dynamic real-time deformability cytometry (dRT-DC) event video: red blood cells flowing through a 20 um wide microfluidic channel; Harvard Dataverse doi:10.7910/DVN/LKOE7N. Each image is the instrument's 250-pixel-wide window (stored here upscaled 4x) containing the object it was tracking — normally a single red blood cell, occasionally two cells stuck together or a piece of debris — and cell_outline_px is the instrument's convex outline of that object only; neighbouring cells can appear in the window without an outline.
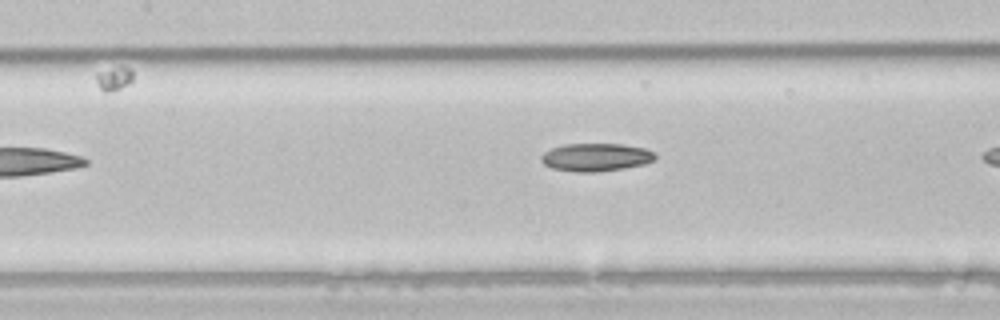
{"species": "common noctule bat (a hibernating species)", "species_latin": "Nyctalus noctula", "temperature_condition": "room temperature", "stored_images_in_passage": 9, "camera_frame_rate_fps": 3000, "um_per_image_px": 0.085, "animal": {"sex": "male", "body_mass_g": 21.5, "forearm_length_mm": 52.0}, "frame": {"image": 1, "passage_image": 8, "time_ms": 2.333, "image_size_px": [1000, 320], "cell_outline_px": [[656, 156], [652, 160], [644, 164], [624, 168], [596, 172], [576, 172], [552, 168], [544, 164], [540, 160], [540, 156], [544, 152], [552, 148], [564, 144], [624, 144], [644, 148], [652, 152]], "centroid_in_image_um": [50.61, 13.36], "position_along_channel_um": 156.8, "area_um2": 18.5}}